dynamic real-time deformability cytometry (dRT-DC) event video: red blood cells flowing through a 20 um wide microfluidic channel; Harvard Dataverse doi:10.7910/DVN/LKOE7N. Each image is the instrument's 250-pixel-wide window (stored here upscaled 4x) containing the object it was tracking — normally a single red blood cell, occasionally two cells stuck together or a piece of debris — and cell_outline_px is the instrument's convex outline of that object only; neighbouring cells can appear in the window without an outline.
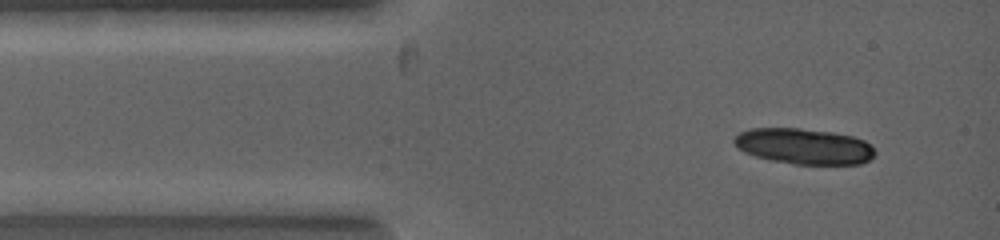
{"species": "common noctule bat (a hibernating species)", "species_latin": "Nyctalus noctula", "temperature_condition": "warm", "stored_images_in_passage": 1, "camera_frame_rate_fps": 5000, "um_per_image_px": 0.085, "animal": {"sex": "female", "body_mass_g": 19.0, "forearm_length_mm": 53.3}, "frame": {"image": 1, "passage_image": 1, "time_ms": 0.0, "image_size_px": [1000, 240], "cell_outline_px": [[876, 152], [868, 160], [860, 164], [796, 164], [772, 160], [756, 156], [744, 152], [732, 140], [740, 132], [748, 128], [800, 128], [832, 132], [852, 136], [864, 140]], "centroid_in_image_um": [68.32, 12.42], "position_along_channel_um": 16.7, "area_um2": 29.07}}